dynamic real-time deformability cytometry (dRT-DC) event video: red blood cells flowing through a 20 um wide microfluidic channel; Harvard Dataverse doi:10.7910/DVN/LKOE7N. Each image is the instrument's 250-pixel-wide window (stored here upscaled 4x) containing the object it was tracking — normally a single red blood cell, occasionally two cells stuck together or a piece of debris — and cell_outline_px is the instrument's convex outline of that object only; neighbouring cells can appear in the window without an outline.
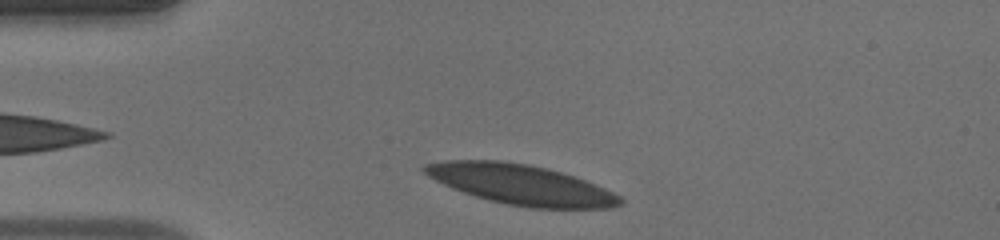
{"species": "human", "species_latin": "Homo sapiens", "temperature_condition": "warm", "stored_images_in_passage": 34, "camera_frame_rate_fps": 3000, "um_per_image_px": 0.085, "donor": {"sex": "male"}, "frame": {"image": 1, "passage_image": 3, "time_ms": 0.667, "image_size_px": [1000, 240], "cell_outline_px": [[620, 204], [604, 208], [532, 208], [508, 204], [476, 196], [464, 192], [436, 180], [424, 172], [424, 168], [428, 164], [452, 160], [496, 160], [524, 164], [544, 168], [560, 172], [584, 180], [620, 196]], "centroid_in_image_um": [44.28, 15.69], "position_along_channel_um": 40.7, "area_um2": 44.1}}
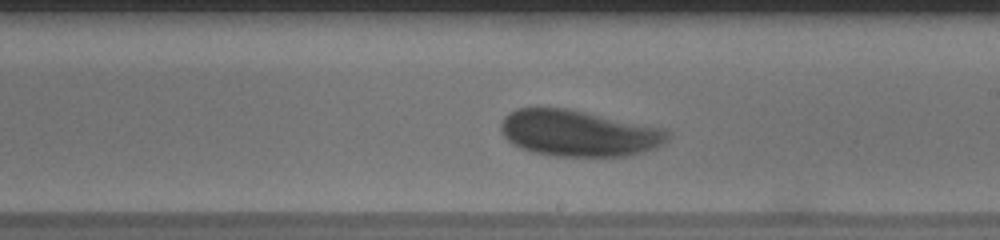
{"frame": {"image": 2, "passage_image": 20, "time_ms": 6.333, "image_size_px": [1000, 240], "cell_outline_px": [[668, 136], [660, 144], [652, 148], [640, 152], [624, 156], [556, 156], [536, 152], [524, 148], [508, 140], [504, 136], [500, 128], [500, 124], [504, 116], [508, 112], [516, 108], [568, 108], [656, 128], [668, 132]], "centroid_in_image_um": [49.06, 11.31], "position_along_channel_um": 239.9, "area_um2": 43.7}}
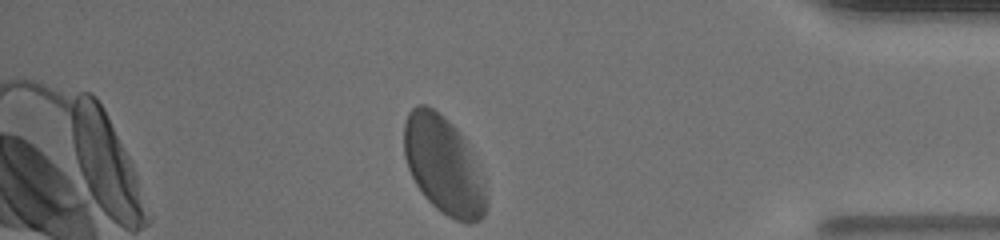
{"frame": {"image": 3, "passage_image": 34, "time_ms": 11.0, "image_size_px": [1000, 240], "cell_outline_px": [[488, 204], [484, 216], [480, 220], [472, 224], [468, 224], [456, 220], [448, 216], [436, 208], [424, 196], [416, 184], [408, 168], [404, 156], [404, 124], [408, 112], [416, 104], [424, 104], [432, 108], [460, 136]], "centroid_in_image_um": [37.59, 14.11], "position_along_channel_um": 397.6, "area_um2": 44.39}, "authors_computed_cell_mechanics": {"area_um2": 44.0725, "velocity_mm_per_s": 4.0604, "shape_relaxation_time_tau1_ms": 3.0681, "shape_relaxation_time_tau2_ms": 1.2105, "deformation_change_tau1": 0.0981, "deformation_change_tau2": 0.0587}}